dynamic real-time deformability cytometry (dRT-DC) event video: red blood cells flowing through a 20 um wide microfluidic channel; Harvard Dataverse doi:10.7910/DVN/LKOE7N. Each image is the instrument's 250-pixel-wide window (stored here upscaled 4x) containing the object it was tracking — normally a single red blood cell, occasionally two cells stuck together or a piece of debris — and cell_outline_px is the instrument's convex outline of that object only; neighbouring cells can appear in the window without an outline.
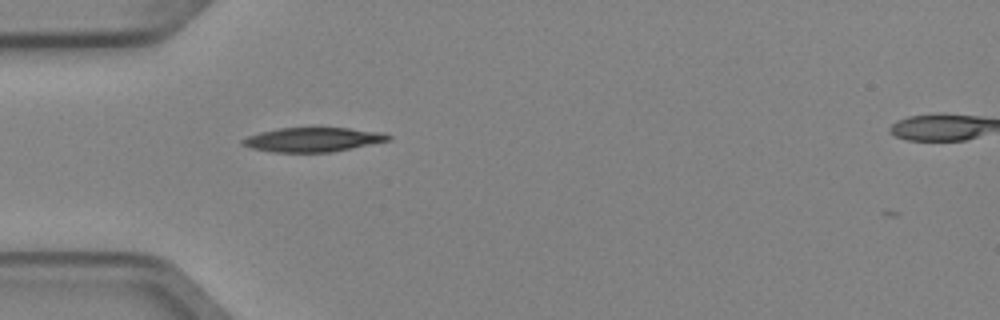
{"species": "Egyptian fruit bat (a non-hibernating species)", "species_latin": "Rousettus aegyptiacus", "temperature_condition": "cold", "stored_images_in_passage": 2, "segment_of_instrument_passage": [1, 2], "camera_frame_rate_fps": 3000, "um_per_image_px": 0.085, "animal": {"sex": "female"}, "frame": {"image": 1, "passage_image": 1, "time_ms": 0.0, "image_size_px": [1000, 320], "cell_outline_px": [[392, 140], [332, 152], [272, 152], [252, 148], [240, 144], [240, 140], [248, 136], [260, 132], [280, 128], [348, 128], [384, 132], [392, 136]], "centroid_in_image_um": [26.62, 11.87], "position_along_channel_um": 58.4, "area_um2": 20.69}}